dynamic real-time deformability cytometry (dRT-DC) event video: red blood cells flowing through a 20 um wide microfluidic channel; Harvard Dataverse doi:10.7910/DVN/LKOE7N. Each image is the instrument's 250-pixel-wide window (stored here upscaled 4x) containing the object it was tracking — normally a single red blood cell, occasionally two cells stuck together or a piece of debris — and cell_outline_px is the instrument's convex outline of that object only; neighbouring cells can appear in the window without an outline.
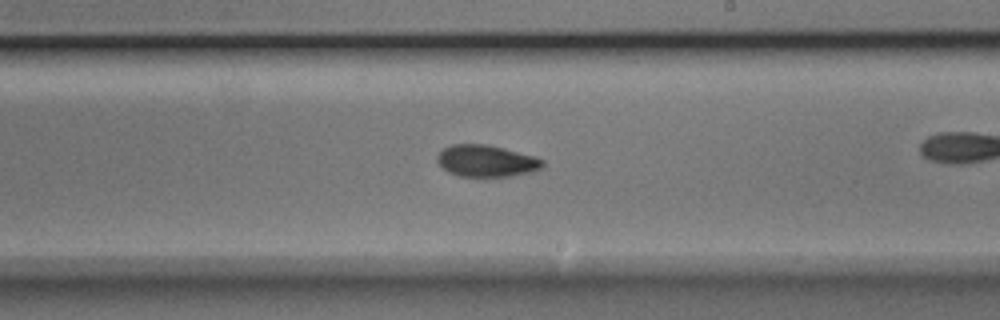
{"species": "Egyptian fruit bat (a non-hibernating species)", "species_latin": "Rousettus aegyptiacus", "temperature_condition": "room temperature", "stored_images_in_passage": 27, "camera_frame_rate_fps": 3000, "um_per_image_px": 0.085, "animal": {"sex": "male"}, "frame": {"image": 1, "passage_image": 16, "time_ms": 5.0, "image_size_px": [1000, 320], "cell_outline_px": [[544, 164], [540, 168], [532, 172], [508, 176], [460, 176], [448, 172], [436, 160], [436, 156], [444, 148], [452, 144], [488, 144], [536, 156], [544, 160]], "centroid_in_image_um": [41.35, 13.67], "position_along_channel_um": 247.6, "area_um2": 19.48}}